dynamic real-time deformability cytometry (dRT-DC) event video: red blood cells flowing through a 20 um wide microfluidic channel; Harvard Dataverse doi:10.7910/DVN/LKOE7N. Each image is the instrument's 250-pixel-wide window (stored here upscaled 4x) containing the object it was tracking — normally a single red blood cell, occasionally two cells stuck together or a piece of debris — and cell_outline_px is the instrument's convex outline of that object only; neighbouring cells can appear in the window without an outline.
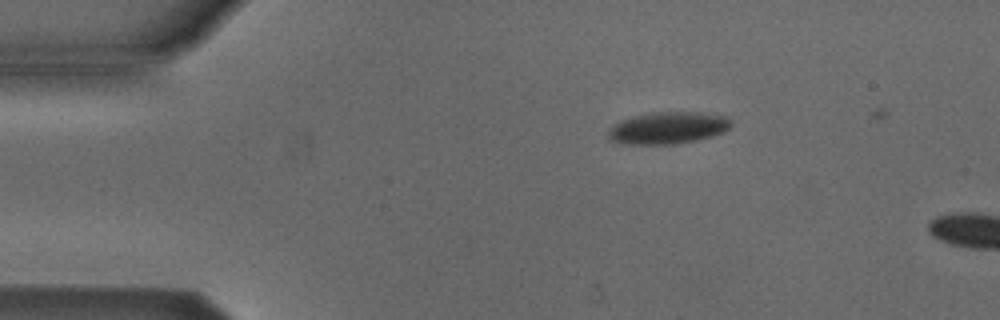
{"species": "Egyptian fruit bat (a non-hibernating species)", "species_latin": "Rousettus aegyptiacus", "temperature_condition": "cold", "stored_images_in_passage": 4, "camera_frame_rate_fps": 3000, "um_per_image_px": 0.085, "animal": {"sex": "male"}, "frame": {"image": 1, "passage_image": 1, "time_ms": 0.0, "image_size_px": [1000, 320], "cell_outline_px": [[732, 124], [724, 132], [712, 136], [672, 144], [624, 144], [608, 140], [608, 132], [620, 120], [652, 112], [700, 112], [728, 116]], "centroid_in_image_um": [56.78, 10.86], "position_along_channel_um": 28.2, "area_um2": 22.72}}